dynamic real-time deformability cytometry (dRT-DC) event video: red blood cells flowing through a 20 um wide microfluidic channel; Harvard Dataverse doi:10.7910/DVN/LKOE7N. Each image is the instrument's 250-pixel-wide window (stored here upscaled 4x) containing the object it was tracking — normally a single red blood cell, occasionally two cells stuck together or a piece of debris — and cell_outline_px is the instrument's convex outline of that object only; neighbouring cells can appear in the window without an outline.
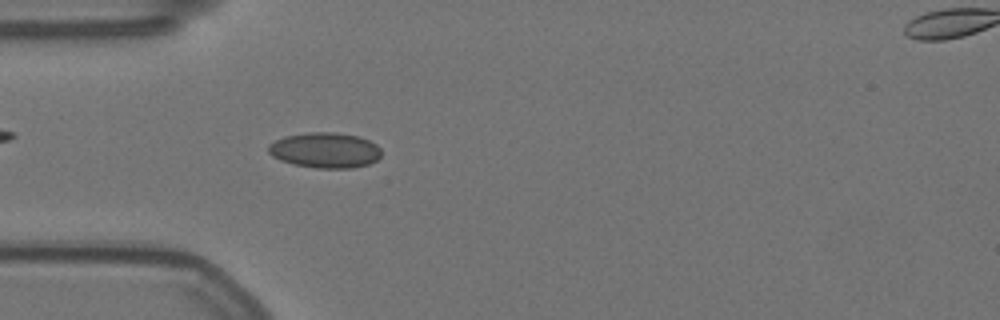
{"species": "Egyptian fruit bat (a non-hibernating species)", "species_latin": "Rousettus aegyptiacus", "temperature_condition": "warm", "stored_images_in_passage": 56, "camera_frame_rate_fps": 3000, "um_per_image_px": 0.085, "animal": {"sex": "female"}, "frame": {"image": 1, "passage_image": 16, "time_ms": 5.0, "image_size_px": [1000, 320], "cell_outline_px": [[380, 156], [376, 160], [368, 164], [352, 168], [316, 168], [296, 164], [280, 160], [272, 156], [268, 152], [268, 144], [284, 136], [308, 132], [336, 132], [360, 136], [376, 144], [380, 148]], "centroid_in_image_um": [27.62, 12.76], "position_along_channel_um": 57.4, "area_um2": 23.35}}
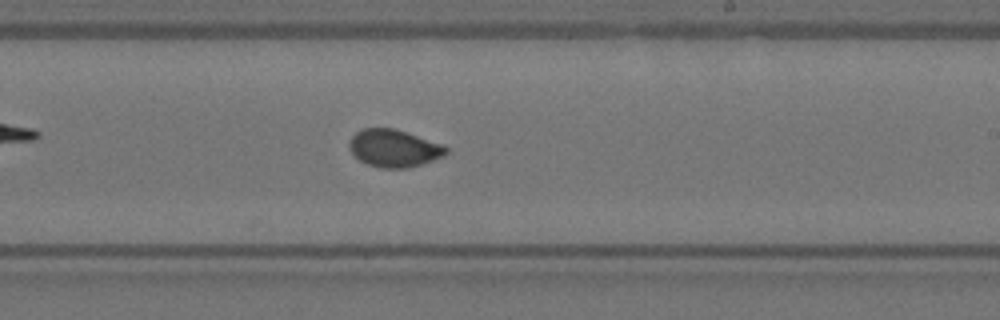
{"frame": {"image": 2, "passage_image": 33, "time_ms": 10.667, "image_size_px": [1000, 320], "cell_outline_px": [[448, 152], [444, 156], [408, 168], [380, 168], [368, 164], [360, 160], [352, 152], [348, 144], [352, 136], [356, 132], [364, 128], [396, 128], [444, 144], [448, 148]], "centroid_in_image_um": [33.52, 12.59], "position_along_channel_um": 255.5, "area_um2": 21.21}}
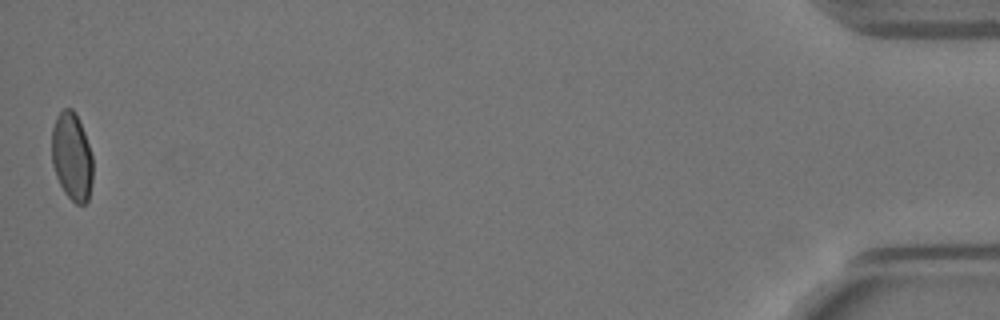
{"frame": {"image": 3, "passage_image": 56, "time_ms": 18.333, "image_size_px": [1000, 320], "cell_outline_px": [[92, 180], [88, 200], [84, 204], [76, 204], [64, 192], [56, 176], [52, 164], [52, 128], [56, 116], [64, 108], [72, 108], [76, 112], [84, 132], [92, 156]], "centroid_in_image_um": [6.1, 13.29], "position_along_channel_um": 429.1, "area_um2": 21.04}, "authors_computed_cell_mechanics": {"area_um2": 21.5016, "velocity_mm_per_s": 3.5439, "shape_relaxation_time_tau1_ms": 5.2633, "shape_relaxation_time_tau2_ms": null, "deformation_change_tau1": 0.1261, "deformation_change_tau2": null}}